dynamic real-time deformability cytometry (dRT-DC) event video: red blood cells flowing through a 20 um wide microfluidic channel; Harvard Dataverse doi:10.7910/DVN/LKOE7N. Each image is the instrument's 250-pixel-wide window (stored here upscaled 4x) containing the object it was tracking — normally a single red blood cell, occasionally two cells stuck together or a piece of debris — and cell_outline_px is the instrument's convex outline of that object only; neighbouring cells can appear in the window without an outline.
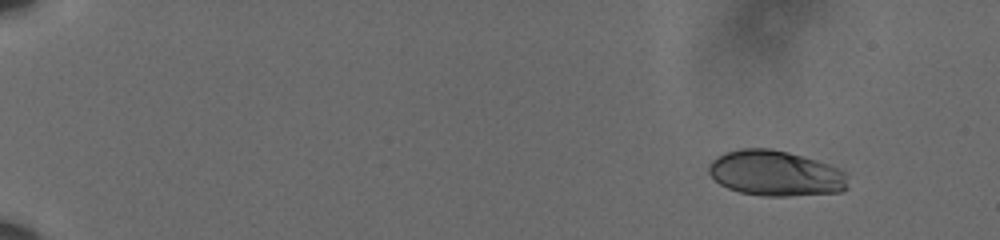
{"species": "human", "species_latin": "Homo sapiens", "temperature_condition": "cold", "stored_images_in_passage": 16, "camera_frame_rate_fps": 3000, "um_per_image_px": 0.085, "donor": {"sex": "male"}, "frame": {"image": 1, "passage_image": 1, "time_ms": 0.0, "image_size_px": [1000, 240], "cell_outline_px": [[848, 188], [844, 192], [788, 196], [764, 196], [740, 192], [728, 188], [720, 184], [708, 172], [708, 164], [716, 156], [724, 152], [740, 148], [772, 148], [788, 152], [816, 160], [840, 168], [848, 172]], "centroid_in_image_um": [65.96, 14.73], "position_along_channel_um": 19.0, "area_um2": 37.4}}
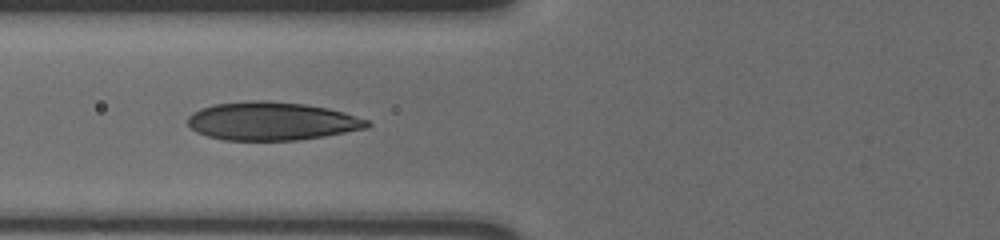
{"frame": {"image": 2, "passage_image": 10, "time_ms": 3.0, "image_size_px": [1000, 240], "cell_outline_px": [[372, 124], [368, 128], [324, 136], [296, 140], [224, 140], [208, 136], [196, 132], [188, 124], [188, 116], [200, 108], [216, 104], [244, 100], [268, 100], [304, 104], [328, 108], [344, 112], [368, 120]], "centroid_in_image_um": [23.1, 10.29], "position_along_channel_um": 102.7, "area_um2": 40.11}}
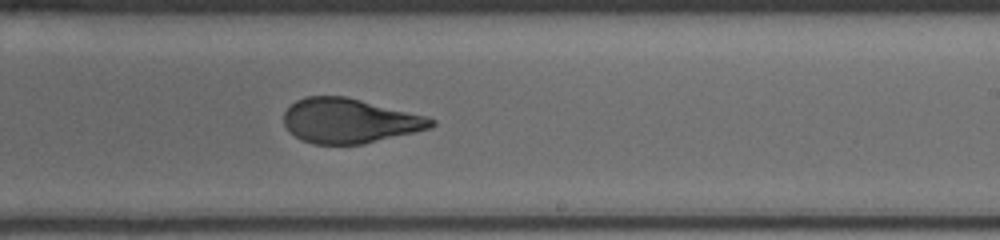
{"frame": {"image": 3, "passage_image": 16, "time_ms": 5.0, "image_size_px": [1000, 240], "cell_outline_px": [[436, 124], [432, 128], [364, 144], [312, 144], [300, 140], [284, 124], [284, 112], [296, 100], [308, 96], [344, 96], [428, 116], [436, 120]], "centroid_in_image_um": [29.74, 10.27], "position_along_channel_um": 259.3, "area_um2": 38.32}}